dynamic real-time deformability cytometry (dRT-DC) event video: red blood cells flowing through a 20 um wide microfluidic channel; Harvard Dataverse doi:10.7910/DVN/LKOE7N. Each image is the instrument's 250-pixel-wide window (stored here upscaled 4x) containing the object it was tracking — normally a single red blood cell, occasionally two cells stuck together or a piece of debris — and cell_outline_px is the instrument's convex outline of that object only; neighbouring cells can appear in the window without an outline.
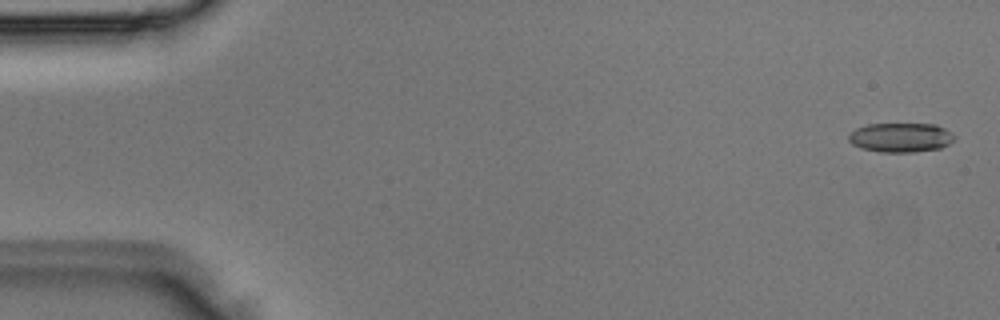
{"species": "Egyptian fruit bat (a non-hibernating species)", "species_latin": "Rousettus aegyptiacus", "temperature_condition": "room temperature", "stored_images_in_passage": 4, "camera_frame_rate_fps": 3000, "um_per_image_px": 0.085, "animal": {"sex": "male"}, "frame": {"image": 1, "passage_image": 1, "time_ms": 0.0, "image_size_px": [1000, 320], "cell_outline_px": [[956, 140], [940, 148], [912, 152], [880, 152], [860, 148], [852, 144], [848, 140], [848, 136], [856, 128], [868, 124], [936, 124], [944, 128], [956, 136]], "centroid_in_image_um": [76.57, 11.69], "position_along_channel_um": 8.4, "area_um2": 18.15}}